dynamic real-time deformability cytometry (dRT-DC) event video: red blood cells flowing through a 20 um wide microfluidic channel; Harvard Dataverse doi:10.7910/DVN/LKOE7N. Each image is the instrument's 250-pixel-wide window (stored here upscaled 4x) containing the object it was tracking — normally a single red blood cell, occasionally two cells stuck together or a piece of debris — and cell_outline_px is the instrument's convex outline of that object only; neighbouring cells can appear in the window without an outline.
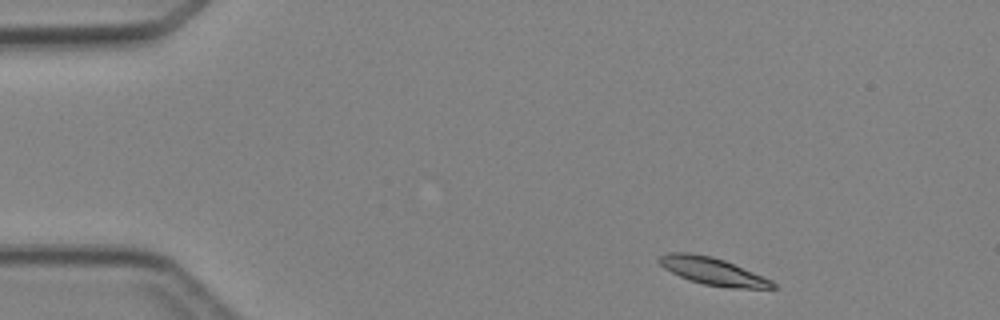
{"species": "Egyptian fruit bat (a non-hibernating species)", "species_latin": "Rousettus aegyptiacus", "temperature_condition": "cold", "stored_images_in_passage": 3, "camera_frame_rate_fps": 3000, "um_per_image_px": 0.085, "animal": {"sex": "female"}, "frame": {"image": 1, "passage_image": 1, "time_ms": 0.0, "image_size_px": [1000, 320], "cell_outline_px": [[780, 288], [728, 288], [704, 284], [688, 280], [664, 268], [656, 260], [660, 256], [668, 252], [688, 252], [712, 256], [724, 260], [764, 276], [772, 280]], "centroid_in_image_um": [60.6, 23.05], "position_along_channel_um": 24.4, "area_um2": 18.26}}